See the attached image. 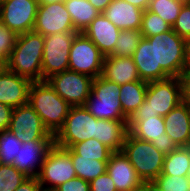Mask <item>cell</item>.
<instances>
[{"label":"cell","instance_id":"6da1fadb","mask_svg":"<svg viewBox=\"0 0 190 191\" xmlns=\"http://www.w3.org/2000/svg\"><path fill=\"white\" fill-rule=\"evenodd\" d=\"M154 44L155 81L181 77L187 66V40L172 29L159 35L145 37Z\"/></svg>","mask_w":190,"mask_h":191},{"label":"cell","instance_id":"7a4b0ae2","mask_svg":"<svg viewBox=\"0 0 190 191\" xmlns=\"http://www.w3.org/2000/svg\"><path fill=\"white\" fill-rule=\"evenodd\" d=\"M44 36L34 30L17 35L7 56L8 70L31 82L42 81Z\"/></svg>","mask_w":190,"mask_h":191},{"label":"cell","instance_id":"3957f363","mask_svg":"<svg viewBox=\"0 0 190 191\" xmlns=\"http://www.w3.org/2000/svg\"><path fill=\"white\" fill-rule=\"evenodd\" d=\"M28 103L40 116L44 126L53 135L63 126L71 107L56 93L47 80L31 83Z\"/></svg>","mask_w":190,"mask_h":191},{"label":"cell","instance_id":"277c9868","mask_svg":"<svg viewBox=\"0 0 190 191\" xmlns=\"http://www.w3.org/2000/svg\"><path fill=\"white\" fill-rule=\"evenodd\" d=\"M181 102V84L178 77L150 81L143 104L131 117H164Z\"/></svg>","mask_w":190,"mask_h":191},{"label":"cell","instance_id":"5b68a950","mask_svg":"<svg viewBox=\"0 0 190 191\" xmlns=\"http://www.w3.org/2000/svg\"><path fill=\"white\" fill-rule=\"evenodd\" d=\"M120 87L102 75L93 79L92 90L84 107L97 119L128 121L120 103Z\"/></svg>","mask_w":190,"mask_h":191},{"label":"cell","instance_id":"8992f818","mask_svg":"<svg viewBox=\"0 0 190 191\" xmlns=\"http://www.w3.org/2000/svg\"><path fill=\"white\" fill-rule=\"evenodd\" d=\"M121 151L142 181H154L162 173L165 155L151 142L138 139L128 131Z\"/></svg>","mask_w":190,"mask_h":191},{"label":"cell","instance_id":"52a82bcc","mask_svg":"<svg viewBox=\"0 0 190 191\" xmlns=\"http://www.w3.org/2000/svg\"><path fill=\"white\" fill-rule=\"evenodd\" d=\"M97 118L83 106H72L63 126L54 135V143L62 148L95 138Z\"/></svg>","mask_w":190,"mask_h":191},{"label":"cell","instance_id":"ba28073f","mask_svg":"<svg viewBox=\"0 0 190 191\" xmlns=\"http://www.w3.org/2000/svg\"><path fill=\"white\" fill-rule=\"evenodd\" d=\"M105 55L84 34L77 33L69 54V70L96 78L102 75Z\"/></svg>","mask_w":190,"mask_h":191},{"label":"cell","instance_id":"9c48e42d","mask_svg":"<svg viewBox=\"0 0 190 191\" xmlns=\"http://www.w3.org/2000/svg\"><path fill=\"white\" fill-rule=\"evenodd\" d=\"M77 33L61 32L44 36L42 81L69 70L70 47Z\"/></svg>","mask_w":190,"mask_h":191},{"label":"cell","instance_id":"30bf717a","mask_svg":"<svg viewBox=\"0 0 190 191\" xmlns=\"http://www.w3.org/2000/svg\"><path fill=\"white\" fill-rule=\"evenodd\" d=\"M77 177L73 168L69 148L54 144L47 153L37 176L42 187L57 188Z\"/></svg>","mask_w":190,"mask_h":191},{"label":"cell","instance_id":"8fae6325","mask_svg":"<svg viewBox=\"0 0 190 191\" xmlns=\"http://www.w3.org/2000/svg\"><path fill=\"white\" fill-rule=\"evenodd\" d=\"M93 79L88 75L66 70L52 75L47 81L72 107L85 104L92 90Z\"/></svg>","mask_w":190,"mask_h":191},{"label":"cell","instance_id":"7c38bea8","mask_svg":"<svg viewBox=\"0 0 190 191\" xmlns=\"http://www.w3.org/2000/svg\"><path fill=\"white\" fill-rule=\"evenodd\" d=\"M38 6L37 0H3L0 22L16 36L32 31Z\"/></svg>","mask_w":190,"mask_h":191},{"label":"cell","instance_id":"4fadbf2b","mask_svg":"<svg viewBox=\"0 0 190 191\" xmlns=\"http://www.w3.org/2000/svg\"><path fill=\"white\" fill-rule=\"evenodd\" d=\"M8 130L22 143L54 139V135L44 126L42 119L29 103L13 108Z\"/></svg>","mask_w":190,"mask_h":191},{"label":"cell","instance_id":"5bb4252c","mask_svg":"<svg viewBox=\"0 0 190 191\" xmlns=\"http://www.w3.org/2000/svg\"><path fill=\"white\" fill-rule=\"evenodd\" d=\"M33 30L43 36L77 32L64 2L39 5Z\"/></svg>","mask_w":190,"mask_h":191},{"label":"cell","instance_id":"9a60e30c","mask_svg":"<svg viewBox=\"0 0 190 191\" xmlns=\"http://www.w3.org/2000/svg\"><path fill=\"white\" fill-rule=\"evenodd\" d=\"M54 139H42L23 143L12 165L28 177H37Z\"/></svg>","mask_w":190,"mask_h":191},{"label":"cell","instance_id":"2e32d148","mask_svg":"<svg viewBox=\"0 0 190 191\" xmlns=\"http://www.w3.org/2000/svg\"><path fill=\"white\" fill-rule=\"evenodd\" d=\"M106 172L112 178L117 191H138L143 183L122 151L110 155Z\"/></svg>","mask_w":190,"mask_h":191},{"label":"cell","instance_id":"e0dca14e","mask_svg":"<svg viewBox=\"0 0 190 191\" xmlns=\"http://www.w3.org/2000/svg\"><path fill=\"white\" fill-rule=\"evenodd\" d=\"M31 81L8 70L0 75V103L12 108L28 103Z\"/></svg>","mask_w":190,"mask_h":191},{"label":"cell","instance_id":"ac0fdd59","mask_svg":"<svg viewBox=\"0 0 190 191\" xmlns=\"http://www.w3.org/2000/svg\"><path fill=\"white\" fill-rule=\"evenodd\" d=\"M120 31L103 13H100L83 33L105 56H108L114 51Z\"/></svg>","mask_w":190,"mask_h":191},{"label":"cell","instance_id":"d6986e66","mask_svg":"<svg viewBox=\"0 0 190 191\" xmlns=\"http://www.w3.org/2000/svg\"><path fill=\"white\" fill-rule=\"evenodd\" d=\"M144 10L123 0H113L103 14L120 30H140Z\"/></svg>","mask_w":190,"mask_h":191},{"label":"cell","instance_id":"ffe728a7","mask_svg":"<svg viewBox=\"0 0 190 191\" xmlns=\"http://www.w3.org/2000/svg\"><path fill=\"white\" fill-rule=\"evenodd\" d=\"M102 76L118 85L141 80L132 57L105 56Z\"/></svg>","mask_w":190,"mask_h":191},{"label":"cell","instance_id":"44dd1931","mask_svg":"<svg viewBox=\"0 0 190 191\" xmlns=\"http://www.w3.org/2000/svg\"><path fill=\"white\" fill-rule=\"evenodd\" d=\"M165 133L179 147L185 146L190 131V108L182 102L163 117Z\"/></svg>","mask_w":190,"mask_h":191},{"label":"cell","instance_id":"7402d4cb","mask_svg":"<svg viewBox=\"0 0 190 191\" xmlns=\"http://www.w3.org/2000/svg\"><path fill=\"white\" fill-rule=\"evenodd\" d=\"M128 133V121L97 119L95 139L107 146L112 152H120Z\"/></svg>","mask_w":190,"mask_h":191},{"label":"cell","instance_id":"603a6c76","mask_svg":"<svg viewBox=\"0 0 190 191\" xmlns=\"http://www.w3.org/2000/svg\"><path fill=\"white\" fill-rule=\"evenodd\" d=\"M128 131L136 138L152 142L155 139L170 138L165 133L163 116L130 117Z\"/></svg>","mask_w":190,"mask_h":191},{"label":"cell","instance_id":"cb8c5ba5","mask_svg":"<svg viewBox=\"0 0 190 191\" xmlns=\"http://www.w3.org/2000/svg\"><path fill=\"white\" fill-rule=\"evenodd\" d=\"M148 82L139 80L129 82L120 87V103L123 114L129 119L132 114L143 104Z\"/></svg>","mask_w":190,"mask_h":191},{"label":"cell","instance_id":"d4e9b609","mask_svg":"<svg viewBox=\"0 0 190 191\" xmlns=\"http://www.w3.org/2000/svg\"><path fill=\"white\" fill-rule=\"evenodd\" d=\"M132 58L140 79L146 82L155 81L154 44H151L147 38L143 37Z\"/></svg>","mask_w":190,"mask_h":191},{"label":"cell","instance_id":"484cf974","mask_svg":"<svg viewBox=\"0 0 190 191\" xmlns=\"http://www.w3.org/2000/svg\"><path fill=\"white\" fill-rule=\"evenodd\" d=\"M64 5L70 14L74 29L83 33L90 23L100 14L88 0H66Z\"/></svg>","mask_w":190,"mask_h":191},{"label":"cell","instance_id":"4316f807","mask_svg":"<svg viewBox=\"0 0 190 191\" xmlns=\"http://www.w3.org/2000/svg\"><path fill=\"white\" fill-rule=\"evenodd\" d=\"M69 154L71 155L76 176L84 181L91 182L107 170L108 161L82 158V156L77 155L71 148H69Z\"/></svg>","mask_w":190,"mask_h":191},{"label":"cell","instance_id":"83f0119b","mask_svg":"<svg viewBox=\"0 0 190 191\" xmlns=\"http://www.w3.org/2000/svg\"><path fill=\"white\" fill-rule=\"evenodd\" d=\"M190 170V150L181 146L164 157L160 175L188 176Z\"/></svg>","mask_w":190,"mask_h":191},{"label":"cell","instance_id":"f1b7e54d","mask_svg":"<svg viewBox=\"0 0 190 191\" xmlns=\"http://www.w3.org/2000/svg\"><path fill=\"white\" fill-rule=\"evenodd\" d=\"M71 149L82 158L96 159L98 161H108L113 153L107 146L95 138L74 144Z\"/></svg>","mask_w":190,"mask_h":191},{"label":"cell","instance_id":"f546056e","mask_svg":"<svg viewBox=\"0 0 190 191\" xmlns=\"http://www.w3.org/2000/svg\"><path fill=\"white\" fill-rule=\"evenodd\" d=\"M142 38V34L139 30H121L114 51L108 56L132 57Z\"/></svg>","mask_w":190,"mask_h":191},{"label":"cell","instance_id":"4dcf8cb0","mask_svg":"<svg viewBox=\"0 0 190 191\" xmlns=\"http://www.w3.org/2000/svg\"><path fill=\"white\" fill-rule=\"evenodd\" d=\"M183 4L176 0H151L148 11L160 16L170 26H173L179 16Z\"/></svg>","mask_w":190,"mask_h":191},{"label":"cell","instance_id":"1f68e13d","mask_svg":"<svg viewBox=\"0 0 190 191\" xmlns=\"http://www.w3.org/2000/svg\"><path fill=\"white\" fill-rule=\"evenodd\" d=\"M22 144L9 130L0 131V164L12 165Z\"/></svg>","mask_w":190,"mask_h":191},{"label":"cell","instance_id":"d6a6232c","mask_svg":"<svg viewBox=\"0 0 190 191\" xmlns=\"http://www.w3.org/2000/svg\"><path fill=\"white\" fill-rule=\"evenodd\" d=\"M172 29L165 20H163L157 14L145 10L142 17L140 32L142 37H151L153 35H159Z\"/></svg>","mask_w":190,"mask_h":191},{"label":"cell","instance_id":"836d02e7","mask_svg":"<svg viewBox=\"0 0 190 191\" xmlns=\"http://www.w3.org/2000/svg\"><path fill=\"white\" fill-rule=\"evenodd\" d=\"M27 178L13 165L0 164V191H15Z\"/></svg>","mask_w":190,"mask_h":191},{"label":"cell","instance_id":"e575fe53","mask_svg":"<svg viewBox=\"0 0 190 191\" xmlns=\"http://www.w3.org/2000/svg\"><path fill=\"white\" fill-rule=\"evenodd\" d=\"M154 181L163 191H190L188 176L159 175Z\"/></svg>","mask_w":190,"mask_h":191},{"label":"cell","instance_id":"d590c367","mask_svg":"<svg viewBox=\"0 0 190 191\" xmlns=\"http://www.w3.org/2000/svg\"><path fill=\"white\" fill-rule=\"evenodd\" d=\"M172 30L180 37L190 39V5H183L178 18L172 26Z\"/></svg>","mask_w":190,"mask_h":191},{"label":"cell","instance_id":"8d00e7d4","mask_svg":"<svg viewBox=\"0 0 190 191\" xmlns=\"http://www.w3.org/2000/svg\"><path fill=\"white\" fill-rule=\"evenodd\" d=\"M16 35L0 22V55L8 56L14 47Z\"/></svg>","mask_w":190,"mask_h":191},{"label":"cell","instance_id":"74e56055","mask_svg":"<svg viewBox=\"0 0 190 191\" xmlns=\"http://www.w3.org/2000/svg\"><path fill=\"white\" fill-rule=\"evenodd\" d=\"M89 185L90 191H117L112 178L107 172L89 182Z\"/></svg>","mask_w":190,"mask_h":191},{"label":"cell","instance_id":"f35d334b","mask_svg":"<svg viewBox=\"0 0 190 191\" xmlns=\"http://www.w3.org/2000/svg\"><path fill=\"white\" fill-rule=\"evenodd\" d=\"M59 191H90L89 182L79 177L70 179L69 181L57 187Z\"/></svg>","mask_w":190,"mask_h":191},{"label":"cell","instance_id":"ab89813d","mask_svg":"<svg viewBox=\"0 0 190 191\" xmlns=\"http://www.w3.org/2000/svg\"><path fill=\"white\" fill-rule=\"evenodd\" d=\"M151 143L165 156L179 147L171 138L155 139Z\"/></svg>","mask_w":190,"mask_h":191},{"label":"cell","instance_id":"60d3db41","mask_svg":"<svg viewBox=\"0 0 190 191\" xmlns=\"http://www.w3.org/2000/svg\"><path fill=\"white\" fill-rule=\"evenodd\" d=\"M179 81L181 84L182 103L190 108V75L184 73L181 77H179Z\"/></svg>","mask_w":190,"mask_h":191},{"label":"cell","instance_id":"b9f144b4","mask_svg":"<svg viewBox=\"0 0 190 191\" xmlns=\"http://www.w3.org/2000/svg\"><path fill=\"white\" fill-rule=\"evenodd\" d=\"M13 108L0 103V131L8 130Z\"/></svg>","mask_w":190,"mask_h":191},{"label":"cell","instance_id":"7bdbcfd3","mask_svg":"<svg viewBox=\"0 0 190 191\" xmlns=\"http://www.w3.org/2000/svg\"><path fill=\"white\" fill-rule=\"evenodd\" d=\"M42 186L37 177H28L15 191H41Z\"/></svg>","mask_w":190,"mask_h":191},{"label":"cell","instance_id":"ee69618b","mask_svg":"<svg viewBox=\"0 0 190 191\" xmlns=\"http://www.w3.org/2000/svg\"><path fill=\"white\" fill-rule=\"evenodd\" d=\"M89 3L96 8L100 13H103L107 6L113 1V0H88Z\"/></svg>","mask_w":190,"mask_h":191},{"label":"cell","instance_id":"f6af8a7d","mask_svg":"<svg viewBox=\"0 0 190 191\" xmlns=\"http://www.w3.org/2000/svg\"><path fill=\"white\" fill-rule=\"evenodd\" d=\"M138 191H163L155 181H143Z\"/></svg>","mask_w":190,"mask_h":191},{"label":"cell","instance_id":"bcb514c9","mask_svg":"<svg viewBox=\"0 0 190 191\" xmlns=\"http://www.w3.org/2000/svg\"><path fill=\"white\" fill-rule=\"evenodd\" d=\"M142 10H147L151 0H123Z\"/></svg>","mask_w":190,"mask_h":191},{"label":"cell","instance_id":"7dc6e473","mask_svg":"<svg viewBox=\"0 0 190 191\" xmlns=\"http://www.w3.org/2000/svg\"><path fill=\"white\" fill-rule=\"evenodd\" d=\"M8 71L7 56L0 55V75Z\"/></svg>","mask_w":190,"mask_h":191},{"label":"cell","instance_id":"c3c4849f","mask_svg":"<svg viewBox=\"0 0 190 191\" xmlns=\"http://www.w3.org/2000/svg\"><path fill=\"white\" fill-rule=\"evenodd\" d=\"M188 53H187V66L185 73L190 75V39L187 41Z\"/></svg>","mask_w":190,"mask_h":191},{"label":"cell","instance_id":"681fc988","mask_svg":"<svg viewBox=\"0 0 190 191\" xmlns=\"http://www.w3.org/2000/svg\"><path fill=\"white\" fill-rule=\"evenodd\" d=\"M39 5L44 4H51V3H57V2H65L66 0H37Z\"/></svg>","mask_w":190,"mask_h":191},{"label":"cell","instance_id":"f907efd6","mask_svg":"<svg viewBox=\"0 0 190 191\" xmlns=\"http://www.w3.org/2000/svg\"><path fill=\"white\" fill-rule=\"evenodd\" d=\"M41 191H59L57 188L42 187Z\"/></svg>","mask_w":190,"mask_h":191},{"label":"cell","instance_id":"816d5d0a","mask_svg":"<svg viewBox=\"0 0 190 191\" xmlns=\"http://www.w3.org/2000/svg\"><path fill=\"white\" fill-rule=\"evenodd\" d=\"M184 147H186L188 150H190V131H189L188 140H187L186 145Z\"/></svg>","mask_w":190,"mask_h":191},{"label":"cell","instance_id":"f5cc1de1","mask_svg":"<svg viewBox=\"0 0 190 191\" xmlns=\"http://www.w3.org/2000/svg\"><path fill=\"white\" fill-rule=\"evenodd\" d=\"M176 1L182 3L183 5L190 3V0H176Z\"/></svg>","mask_w":190,"mask_h":191}]
</instances>
